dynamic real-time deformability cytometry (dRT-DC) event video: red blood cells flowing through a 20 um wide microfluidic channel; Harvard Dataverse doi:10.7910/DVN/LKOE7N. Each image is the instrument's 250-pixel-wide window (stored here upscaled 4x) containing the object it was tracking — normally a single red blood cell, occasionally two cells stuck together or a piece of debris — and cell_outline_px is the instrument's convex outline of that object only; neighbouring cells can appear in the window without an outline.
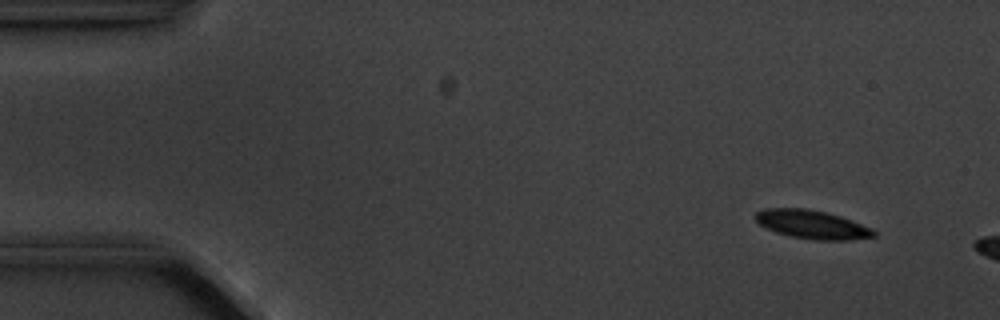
{"species": "common noctule bat (a hibernating species)", "species_latin": "Nyctalus noctula", "temperature_condition": "cold", "stored_images_in_passage": 3, "camera_frame_rate_fps": 3000, "um_per_image_px": 0.085, "animal": {"sex": "male", "body_mass_g": 20.1, "forearm_length_mm": 53.5}, "frame": {"image": 1, "passage_image": 1, "time_ms": 0.0, "image_size_px": [1000, 320], "cell_outline_px": [[876, 236], [848, 240], [816, 240], [792, 236], [776, 232], [760, 224], [752, 216], [756, 212], [764, 208], [804, 208], [824, 212], [840, 216], [872, 228], [876, 232]], "centroid_in_image_um": [69.01, 19.07], "position_along_channel_um": 16.0, "area_um2": 19.54}}